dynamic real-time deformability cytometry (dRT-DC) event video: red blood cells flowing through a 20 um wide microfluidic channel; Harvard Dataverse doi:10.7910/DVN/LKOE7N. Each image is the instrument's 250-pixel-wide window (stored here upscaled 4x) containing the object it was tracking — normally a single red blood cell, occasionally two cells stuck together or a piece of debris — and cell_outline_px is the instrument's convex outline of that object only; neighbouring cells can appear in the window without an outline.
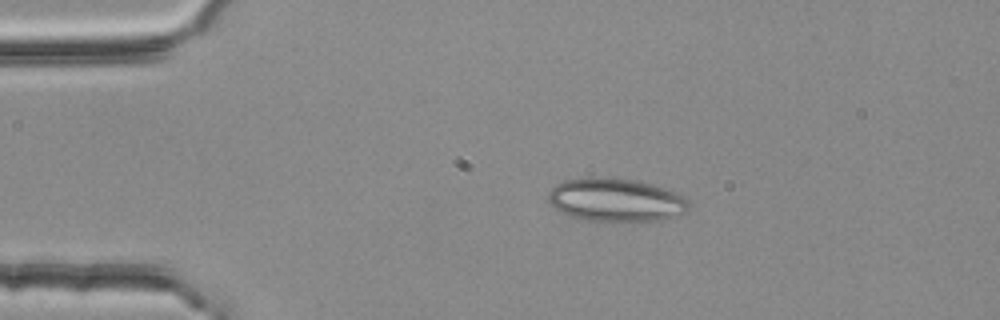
{"species": "common noctule bat (a hibernating species)", "species_latin": "Nyctalus noctula", "temperature_condition": "room temperature", "stored_images_in_passage": 43, "camera_frame_rate_fps": 3000, "um_per_image_px": 0.085, "animal": {"sex": "female", "body_mass_g": 25.1}, "frame": {"image": 1, "passage_image": 1, "time_ms": 0.0, "image_size_px": [1000, 320], "cell_outline_px": [[692, 204], [688, 212], [660, 220], [584, 220], [560, 212], [548, 200], [548, 192], [556, 184], [564, 180], [592, 176], [596, 176], [632, 180], [664, 188], [684, 196]], "centroid_in_image_um": [52.35, 16.98], "position_along_channel_um": 32.7, "area_um2": 35.2}}
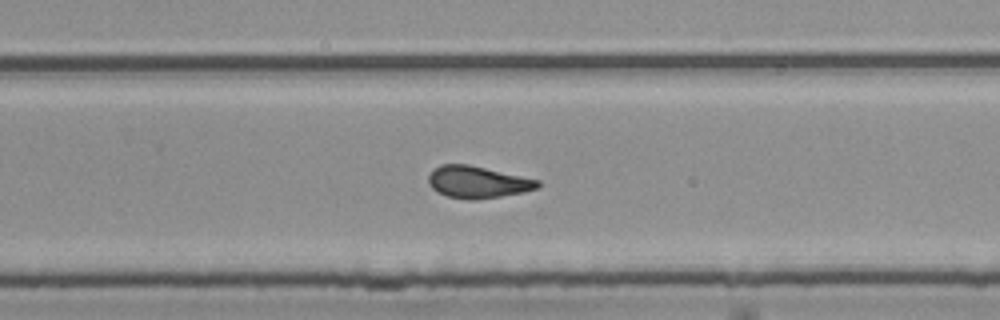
{"frame": {"image": 2, "passage_image": 25, "time_ms": 8.0, "image_size_px": [1000, 320], "cell_outline_px": [[540, 188], [524, 192], [476, 200], [468, 200], [448, 196], [436, 192], [428, 184], [428, 176], [432, 168], [440, 164], [468, 164], [540, 180]], "centroid_in_image_um": [40.57, 15.47], "position_along_channel_um": 289.2, "area_um2": 20.58}}
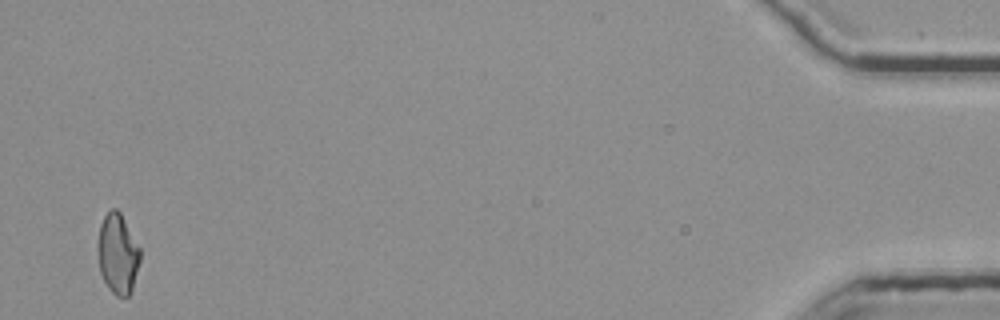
{"frame": {"image": 3, "passage_image": 43, "time_ms": 14.0, "image_size_px": [1000, 320], "cell_outline_px": [[140, 260], [132, 288], [128, 296], [116, 296], [108, 288], [100, 272], [96, 252], [96, 240], [100, 224], [104, 216], [112, 208], [116, 208], [120, 212], [140, 248]], "centroid_in_image_um": [9.97, 21.55], "position_along_channel_um": 425.2, "area_um2": 19.94}, "authors_computed_cell_mechanics": {"area_um2": 20.5768, "velocity_mm_per_s": 3.7808, "shape_relaxation_time_tau1_ms": null, "shape_relaxation_time_tau2_ms": 1.4539, "deformation_change_tau1": null, "deformation_change_tau2": 0.0913}}